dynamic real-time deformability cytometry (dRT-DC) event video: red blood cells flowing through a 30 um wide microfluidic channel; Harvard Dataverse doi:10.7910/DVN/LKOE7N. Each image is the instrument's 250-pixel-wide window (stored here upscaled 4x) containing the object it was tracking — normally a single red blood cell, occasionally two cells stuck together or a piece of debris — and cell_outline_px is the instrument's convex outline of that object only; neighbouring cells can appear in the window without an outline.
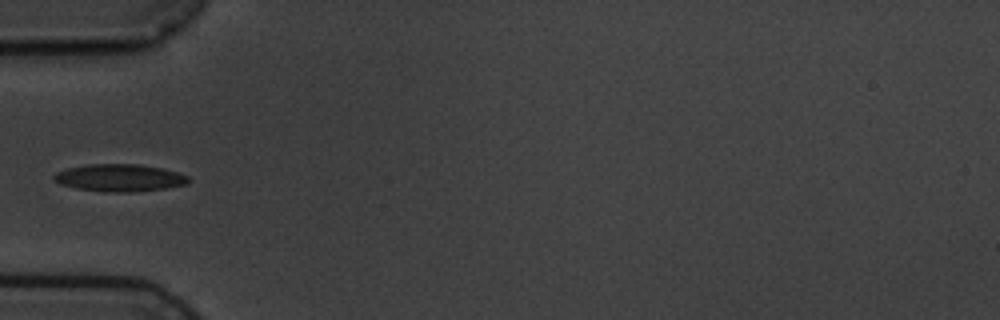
{"species": "common noctule bat (a hibernating species)", "species_latin": "Nyctalus noctula", "temperature_condition": "cold", "stored_images_in_passage": 5, "camera_frame_rate_fps": 3000, "um_per_image_px": 0.085, "animal": {"sex": "male", "body_mass_g": 19.5, "forearm_length_mm": 54.6}, "frame": {"image": 1, "passage_image": 5, "time_ms": 5.667, "image_size_px": [1000, 320], "cell_outline_px": [[192, 180], [188, 184], [168, 188], [132, 192], [108, 192], [76, 188], [60, 184], [52, 180], [52, 176], [56, 172], [68, 168], [88, 164], [136, 164], [160, 168], [176, 172], [188, 176]], "centroid_in_image_um": [10.16, 15.12], "position_along_channel_um": 74.8, "area_um2": 21.5}}